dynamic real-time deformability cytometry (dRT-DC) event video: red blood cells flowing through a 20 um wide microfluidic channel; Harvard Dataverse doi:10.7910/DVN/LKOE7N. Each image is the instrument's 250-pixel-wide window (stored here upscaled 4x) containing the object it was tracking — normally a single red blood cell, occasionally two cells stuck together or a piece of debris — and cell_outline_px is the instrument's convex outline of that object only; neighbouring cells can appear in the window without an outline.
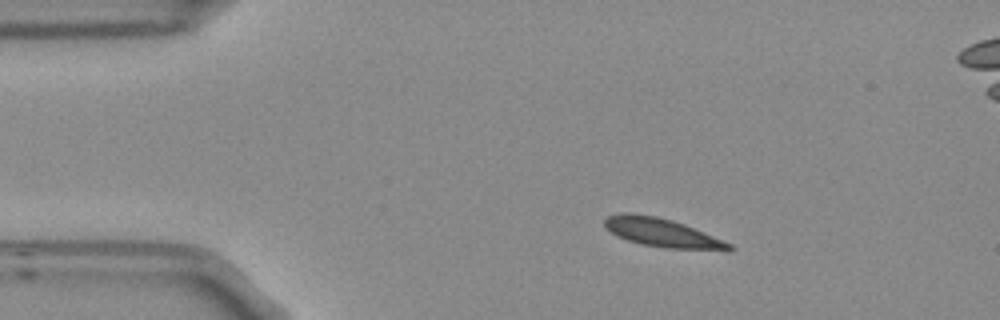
{"species": "Egyptian fruit bat (a non-hibernating species)", "species_latin": "Rousettus aegyptiacus", "temperature_condition": "room temperature", "stored_images_in_passage": 4, "camera_frame_rate_fps": 3000, "um_per_image_px": 0.085, "frame": {"image": 1, "passage_image": 2, "time_ms": 0.333, "image_size_px": [1000, 320], "cell_outline_px": [[736, 248], [728, 252], [664, 248], [640, 244], [616, 236], [604, 224], [604, 220], [608, 216], [620, 212], [632, 212], [656, 216], [672, 220], [684, 224], [732, 244]], "centroid_in_image_um": [56.34, 19.8], "position_along_channel_um": 28.7, "area_um2": 21.21}}